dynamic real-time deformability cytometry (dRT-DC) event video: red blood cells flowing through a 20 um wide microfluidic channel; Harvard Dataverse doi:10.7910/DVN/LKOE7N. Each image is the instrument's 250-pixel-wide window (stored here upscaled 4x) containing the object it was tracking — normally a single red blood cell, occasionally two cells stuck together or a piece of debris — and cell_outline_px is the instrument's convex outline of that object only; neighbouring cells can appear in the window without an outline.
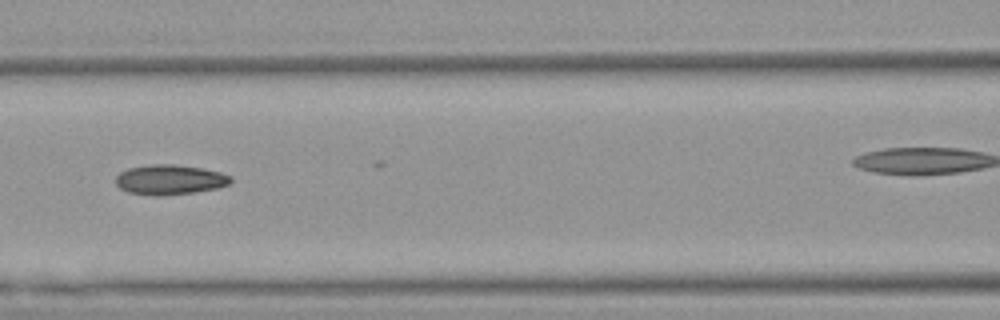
{"species": "Egyptian fruit bat (a non-hibernating species)", "species_latin": "Rousettus aegyptiacus", "temperature_condition": "warm", "stored_images_in_passage": 5, "segment_of_instrument_passage": [1, 2], "camera_frame_rate_fps": 3000, "um_per_image_px": 0.085, "animal": {"sex": "female"}, "frame": {"image": 1, "passage_image": 4, "time_ms": 1.0, "image_size_px": [1000, 320], "cell_outline_px": [[232, 180], [228, 184], [220, 188], [192, 192], [156, 196], [128, 192], [120, 188], [116, 184], [116, 176], [120, 172], [128, 168], [152, 164], [172, 164], [204, 168], [220, 172], [232, 176]], "centroid_in_image_um": [14.44, 15.26], "position_along_channel_um": 152.2, "area_um2": 20.06}}